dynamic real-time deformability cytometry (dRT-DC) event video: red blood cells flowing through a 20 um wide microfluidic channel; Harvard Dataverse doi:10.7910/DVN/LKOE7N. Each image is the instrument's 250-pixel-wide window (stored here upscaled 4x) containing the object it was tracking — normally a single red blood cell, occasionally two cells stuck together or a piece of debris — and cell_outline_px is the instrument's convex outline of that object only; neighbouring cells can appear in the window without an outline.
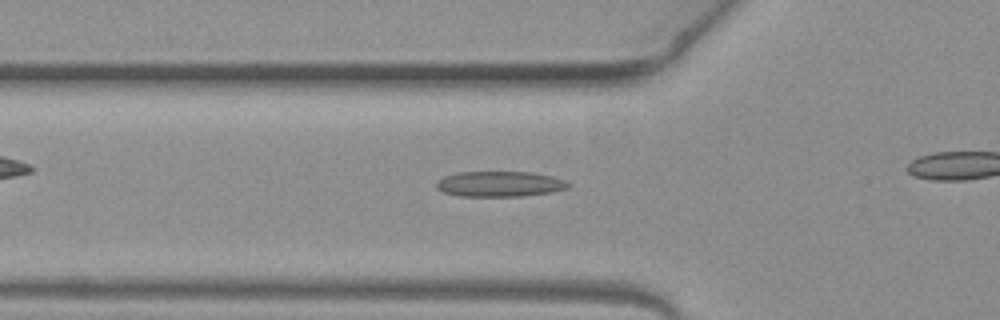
{"species": "common noctule bat (a hibernating species)", "species_latin": "Nyctalus noctula", "temperature_condition": "warm", "stored_images_in_passage": 30, "camera_frame_rate_fps": 3000, "um_per_image_px": 0.085, "animal": {"sex": "female", "body_mass_g": 19.3, "forearm_length_mm": 54.1}, "frame": {"image": 1, "passage_image": 6, "time_ms": 1.667, "image_size_px": [1000, 320], "cell_outline_px": [[572, 184], [568, 188], [552, 192], [520, 196], [460, 196], [444, 192], [436, 188], [436, 180], [444, 176], [456, 172], [532, 172], [552, 176], [564, 180]], "centroid_in_image_um": [42.47, 15.63], "position_along_channel_um": 83.3, "area_um2": 19.65}}
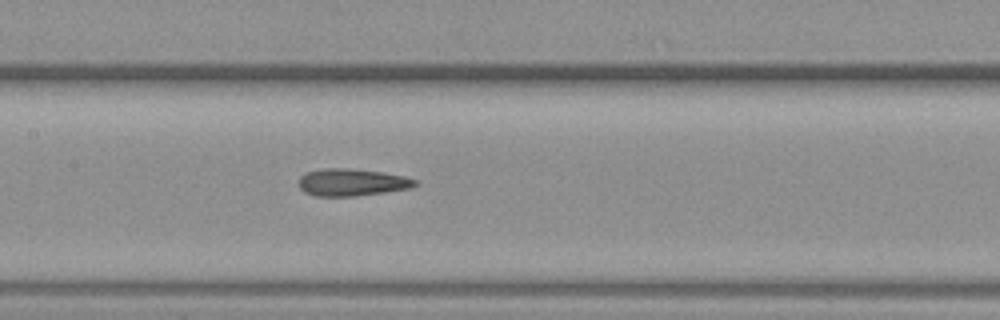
{"frame": {"image": 2, "passage_image": 13, "time_ms": 4.0, "image_size_px": [1000, 320], "cell_outline_px": [[420, 184], [408, 188], [384, 192], [356, 196], [312, 196], [304, 192], [300, 188], [300, 176], [308, 172], [328, 168], [348, 168], [380, 172], [404, 176], [416, 180]], "centroid_in_image_um": [29.91, 15.51], "position_along_channel_um": 177.5, "area_um2": 18.26}}
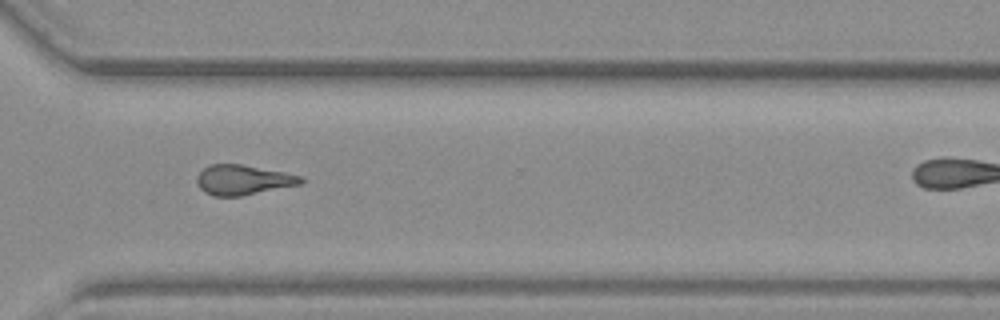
{"frame": {"image": 3, "passage_image": 26, "time_ms": 8.333, "image_size_px": [1000, 320], "cell_outline_px": [[304, 184], [240, 196], [212, 196], [204, 192], [200, 188], [196, 180], [196, 176], [204, 168], [212, 164], [240, 164], [284, 172], [300, 176], [304, 180]], "centroid_in_image_um": [20.66, 15.3], "position_along_channel_um": 349.9, "area_um2": 18.15}}